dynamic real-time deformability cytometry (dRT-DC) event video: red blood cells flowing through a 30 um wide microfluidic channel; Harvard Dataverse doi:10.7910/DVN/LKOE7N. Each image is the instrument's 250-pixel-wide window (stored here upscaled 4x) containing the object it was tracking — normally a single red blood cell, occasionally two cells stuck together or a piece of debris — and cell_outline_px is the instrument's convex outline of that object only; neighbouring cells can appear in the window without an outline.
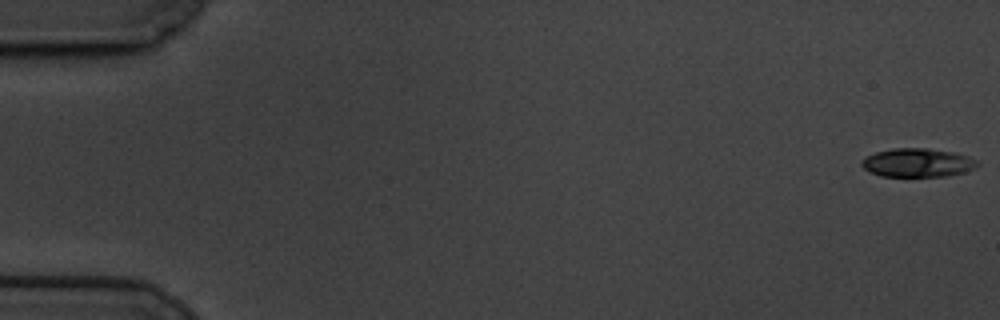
{"species": "common noctule bat (a hibernating species)", "species_latin": "Nyctalus noctula", "temperature_condition": "cold", "stored_images_in_passage": 60, "camera_frame_rate_fps": 3000, "um_per_image_px": 0.085, "animal": {"sex": "male", "body_mass_g": 19.5, "forearm_length_mm": 54.6}, "frame": {"image": 1, "passage_image": 1, "time_ms": 0.0, "image_size_px": [1000, 320], "cell_outline_px": [[980, 164], [976, 168], [964, 172], [948, 176], [880, 176], [868, 172], [860, 164], [868, 156], [876, 152], [892, 148], [928, 148], [952, 152], [968, 156], [976, 160]], "centroid_in_image_um": [78.01, 13.83], "position_along_channel_um": 7.0, "area_um2": 19.31}}
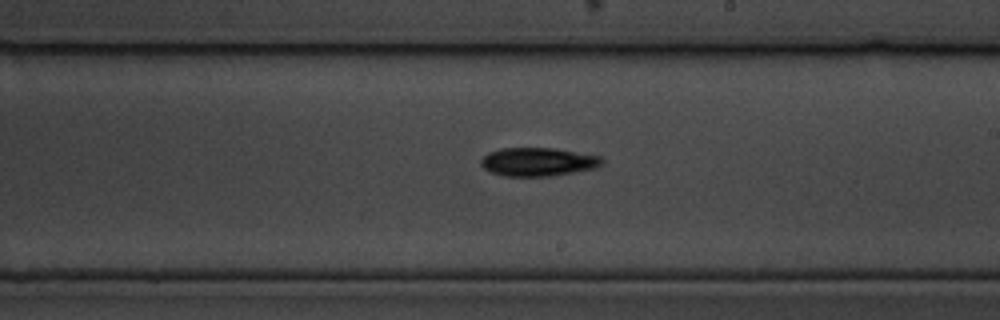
{"frame": {"image": 2, "passage_image": 35, "time_ms": 11.333, "image_size_px": [1000, 320], "cell_outline_px": [[604, 164], [596, 168], [552, 176], [504, 176], [492, 172], [484, 168], [480, 164], [480, 160], [488, 152], [500, 148], [556, 148], [600, 156], [604, 160]], "centroid_in_image_um": [45.75, 13.75], "position_along_channel_um": 243.2, "area_um2": 20.23}}
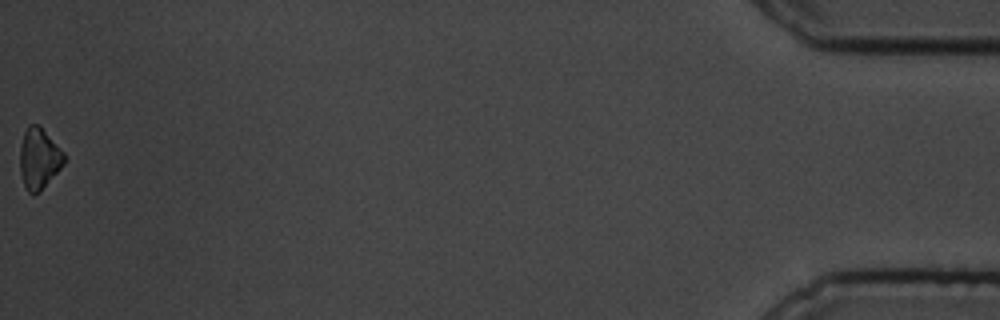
{"frame": {"image": 3, "passage_image": 60, "time_ms": 19.667, "image_size_px": [1000, 320], "cell_outline_px": [[64, 164], [32, 196], [28, 192], [24, 184], [20, 172], [20, 148], [24, 132], [28, 124], [40, 124], [64, 152]], "centroid_in_image_um": [3.3, 13.4], "position_along_channel_um": 431.9, "area_um2": 15.37}, "authors_computed_cell_mechanics": {"area_um2": 19.0451, "velocity_mm_per_s": 3.3883, "shape_relaxation_time_tau1_ms": 2.5638, "shape_relaxation_time_tau2_ms": null, "deformation_change_tau1": 0.0913, "deformation_change_tau2": null}}